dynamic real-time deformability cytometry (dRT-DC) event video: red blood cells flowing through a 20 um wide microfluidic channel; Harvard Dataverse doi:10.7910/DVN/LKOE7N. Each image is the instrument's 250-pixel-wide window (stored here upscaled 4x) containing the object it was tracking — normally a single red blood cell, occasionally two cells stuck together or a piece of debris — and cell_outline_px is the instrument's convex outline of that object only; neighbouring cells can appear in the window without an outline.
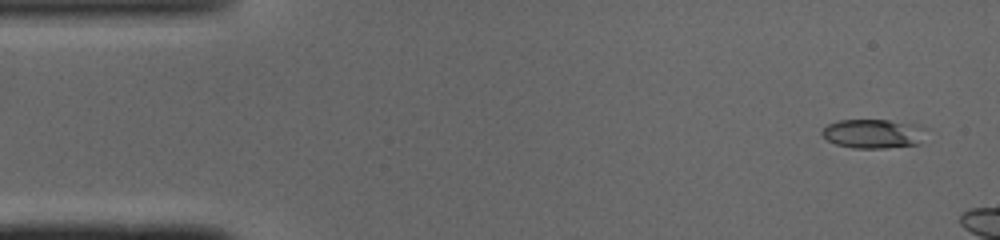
{"species": "common noctule bat (a hibernating species)", "species_latin": "Nyctalus noctula", "temperature_condition": "cold", "stored_images_in_passage": 5, "camera_frame_rate_fps": 3000, "um_per_image_px": 0.085, "animal": {"sex": "male", "body_mass_g": 19.0, "forearm_length_mm": 50.8}, "frame": {"image": 1, "passage_image": 1, "time_ms": 0.0, "image_size_px": [1000, 240], "cell_outline_px": [[932, 128], [920, 144], [884, 148], [852, 148], [836, 144], [828, 140], [820, 132], [828, 124], [840, 120], [888, 120], [920, 124]], "centroid_in_image_um": [74.37, 11.35], "position_along_channel_um": 10.6, "area_um2": 18.21}}